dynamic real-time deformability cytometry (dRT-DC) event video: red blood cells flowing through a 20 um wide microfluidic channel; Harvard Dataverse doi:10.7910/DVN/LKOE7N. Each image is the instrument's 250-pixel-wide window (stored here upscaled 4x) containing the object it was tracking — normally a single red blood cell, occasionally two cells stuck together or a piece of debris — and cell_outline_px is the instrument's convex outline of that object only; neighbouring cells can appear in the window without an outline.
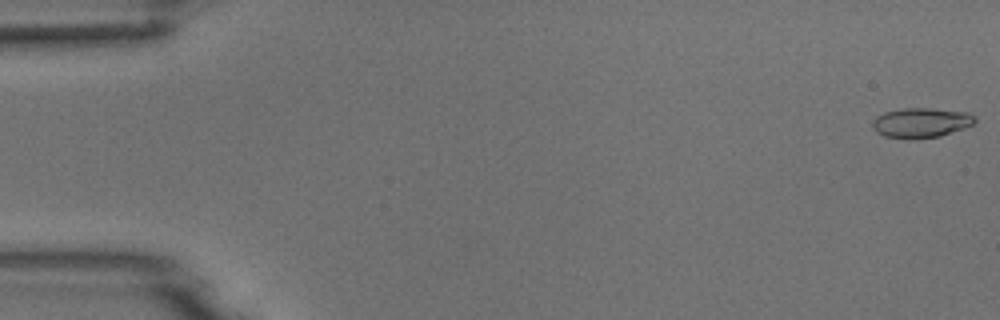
{"species": "common noctule bat (a hibernating species)", "species_latin": "Nyctalus noctula", "temperature_condition": "room temperature", "stored_images_in_passage": 55, "camera_frame_rate_fps": 3000, "um_per_image_px": 0.085, "animal": {"sex": "male", "body_mass_g": 18.8}, "frame": {"image": 1, "passage_image": 1, "time_ms": 0.0, "image_size_px": [1000, 320], "cell_outline_px": [[976, 120], [972, 124], [964, 128], [940, 136], [908, 140], [884, 136], [876, 132], [872, 128], [872, 120], [876, 116], [884, 112], [900, 108], [932, 108], [968, 112], [976, 116]], "centroid_in_image_um": [78.26, 10.43], "position_along_channel_um": 6.7, "area_um2": 18.15}}
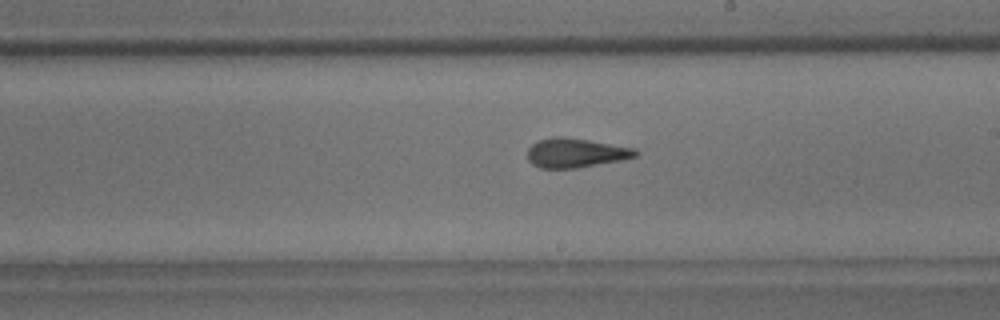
{"frame": {"image": 2, "passage_image": 31, "time_ms": 10.0, "image_size_px": [1000, 320], "cell_outline_px": [[640, 152], [636, 156], [624, 160], [576, 168], [540, 168], [532, 164], [528, 160], [528, 148], [536, 140], [552, 136], [564, 136], [636, 148]], "centroid_in_image_um": [48.93, 12.99], "position_along_channel_um": 240.1, "area_um2": 18.73}}
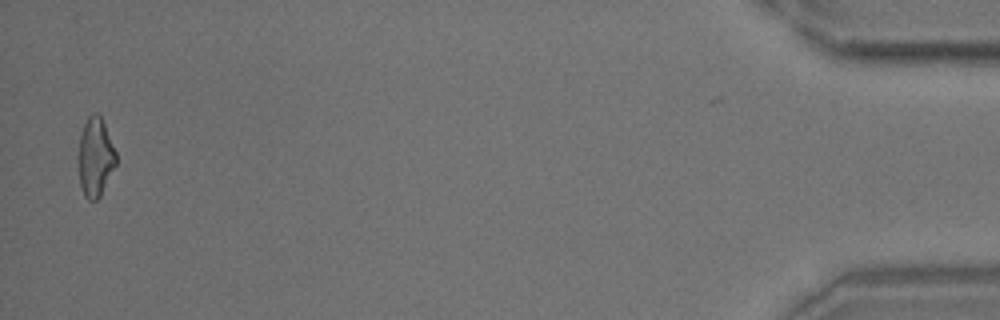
{"frame": {"image": 3, "passage_image": 53, "time_ms": 17.333, "image_size_px": [1000, 320], "cell_outline_px": [[116, 164], [100, 196], [96, 200], [88, 200], [84, 196], [80, 184], [76, 160], [80, 132], [88, 116], [92, 112], [96, 112], [100, 116], [104, 124], [116, 152]], "centroid_in_image_um": [8.06, 13.35], "position_along_channel_um": 427.1, "area_um2": 17.63}}